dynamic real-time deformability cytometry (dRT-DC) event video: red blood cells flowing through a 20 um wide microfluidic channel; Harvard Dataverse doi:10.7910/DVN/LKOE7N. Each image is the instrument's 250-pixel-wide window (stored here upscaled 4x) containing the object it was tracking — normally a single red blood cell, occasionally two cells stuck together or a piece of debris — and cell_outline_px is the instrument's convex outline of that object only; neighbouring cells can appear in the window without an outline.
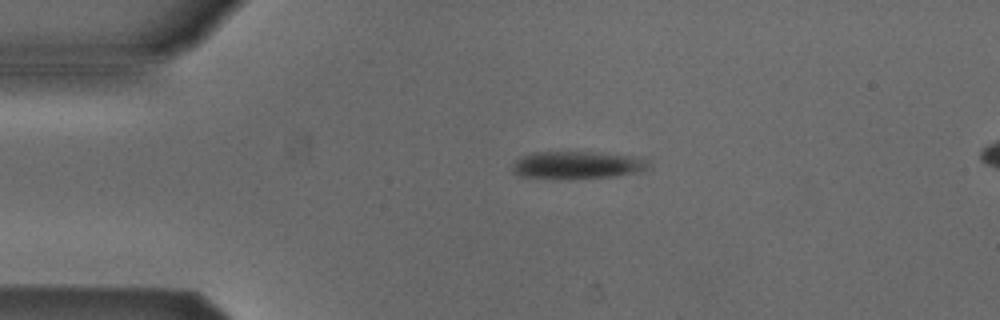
{"species": "Egyptian fruit bat (a non-hibernating species)", "species_latin": "Rousettus aegyptiacus", "temperature_condition": "cold", "stored_images_in_passage": 3, "segment_of_instrument_passage": [1, 2], "camera_frame_rate_fps": 3000, "um_per_image_px": 0.085, "animal": {"sex": "male"}, "frame": {"image": 1, "passage_image": 1, "time_ms": 0.0, "image_size_px": [1000, 320], "cell_outline_px": [[652, 168], [640, 172], [616, 176], [568, 180], [556, 180], [520, 176], [512, 172], [512, 164], [516, 160], [532, 152], [592, 152], [636, 156], [648, 160]], "centroid_in_image_um": [49.09, 14.06], "position_along_channel_um": 35.9, "area_um2": 22.6}}